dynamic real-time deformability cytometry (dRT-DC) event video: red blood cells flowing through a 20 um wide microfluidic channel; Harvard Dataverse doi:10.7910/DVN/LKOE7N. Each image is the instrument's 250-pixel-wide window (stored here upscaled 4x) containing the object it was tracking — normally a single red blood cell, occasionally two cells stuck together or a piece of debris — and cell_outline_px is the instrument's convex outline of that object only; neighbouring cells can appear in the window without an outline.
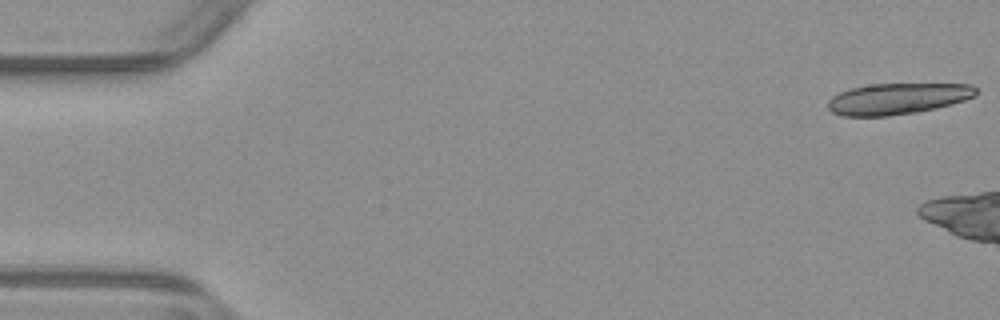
{"species": "common noctule bat (a hibernating species)", "species_latin": "Nyctalus noctula", "temperature_condition": "warm", "stored_images_in_passage": 7, "camera_frame_rate_fps": 3000, "um_per_image_px": 0.085, "animal": {"sex": "male", "body_mass_g": 23.1, "forearm_length_mm": 52.7}, "frame": {"image": 1, "passage_image": 1, "time_ms": 0.0, "image_size_px": [1000, 320], "cell_outline_px": [[976, 96], [964, 100], [936, 108], [916, 112], [888, 116], [844, 116], [832, 112], [828, 108], [828, 100], [832, 96], [840, 92], [852, 88], [868, 84], [972, 84], [976, 88]], "centroid_in_image_um": [76.28, 8.39], "position_along_channel_um": 8.7, "area_um2": 26.82}}